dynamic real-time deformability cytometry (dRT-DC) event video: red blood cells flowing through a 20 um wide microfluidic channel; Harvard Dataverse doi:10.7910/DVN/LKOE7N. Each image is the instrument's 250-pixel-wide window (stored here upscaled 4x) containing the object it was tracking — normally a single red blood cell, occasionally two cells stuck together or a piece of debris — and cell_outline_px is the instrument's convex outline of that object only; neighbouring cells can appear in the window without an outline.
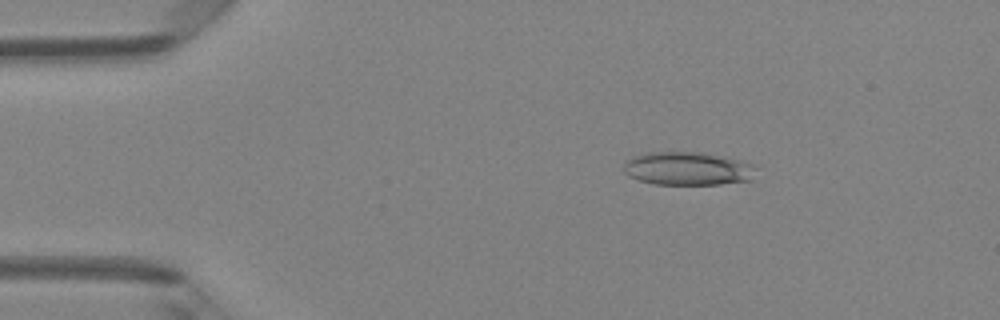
{"species": "Egyptian fruit bat (a non-hibernating species)", "species_latin": "Rousettus aegyptiacus", "temperature_condition": "room temperature", "stored_images_in_passage": 45, "camera_frame_rate_fps": 3000, "um_per_image_px": 0.085, "animal": {"sex": "female"}, "frame": {"image": 1, "passage_image": 5, "time_ms": 1.333, "image_size_px": [1000, 320], "cell_outline_px": [[752, 180], [720, 184], [652, 184], [636, 180], [628, 176], [624, 172], [624, 164], [632, 156], [648, 152], [700, 152], [724, 156], [740, 160], [752, 164]], "centroid_in_image_um": [58.39, 14.33], "position_along_channel_um": 26.6, "area_um2": 25.66}}
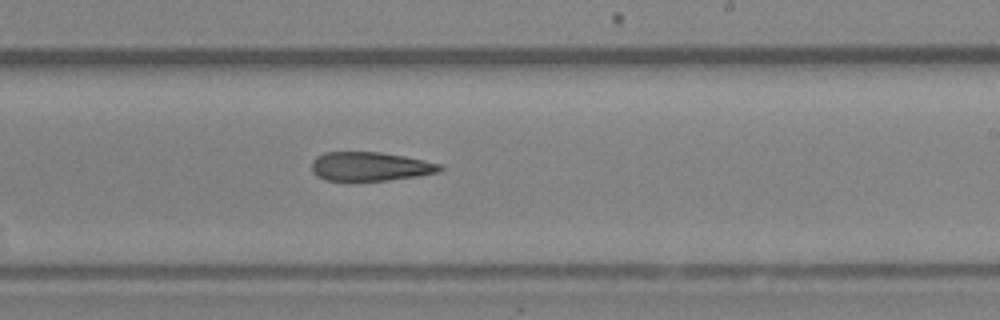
{"frame": {"image": 2, "passage_image": 26, "time_ms": 8.333, "image_size_px": [1000, 320], "cell_outline_px": [[444, 168], [440, 172], [420, 176], [388, 180], [324, 180], [316, 176], [312, 172], [312, 160], [316, 156], [324, 152], [380, 152], [404, 156], [444, 164]], "centroid_in_image_um": [31.49, 14.14], "position_along_channel_um": 257.5, "area_um2": 21.85}}
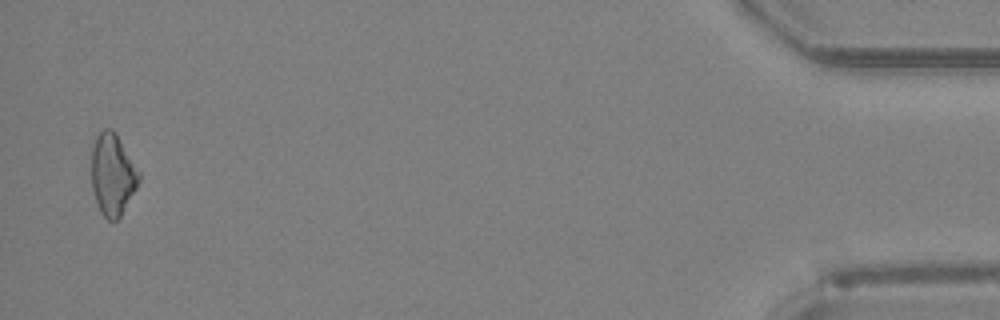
{"frame": {"image": 3, "passage_image": 44, "time_ms": 14.333, "image_size_px": [1000, 320], "cell_outline_px": [[140, 180], [136, 188], [120, 216], [116, 220], [108, 220], [100, 212], [92, 188], [92, 144], [96, 136], [104, 128], [112, 128], [140, 172]], "centroid_in_image_um": [9.56, 14.82], "position_along_channel_um": 425.6, "area_um2": 22.31}}